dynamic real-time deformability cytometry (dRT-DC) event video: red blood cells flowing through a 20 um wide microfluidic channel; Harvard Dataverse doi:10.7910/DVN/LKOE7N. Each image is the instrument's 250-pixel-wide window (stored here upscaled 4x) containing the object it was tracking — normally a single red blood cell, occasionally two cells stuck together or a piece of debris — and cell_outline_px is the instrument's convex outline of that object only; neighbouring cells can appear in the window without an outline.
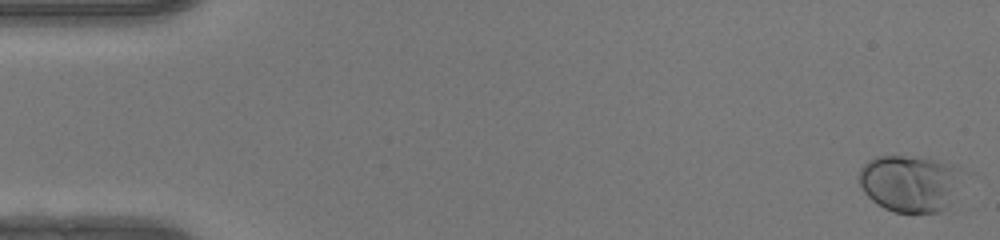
{"species": "human", "species_latin": "Homo sapiens", "temperature_condition": "warm", "stored_images_in_passage": 50, "camera_frame_rate_fps": 3000, "um_per_image_px": 0.085, "donor": {"sex": "female"}, "frame": {"image": 1, "passage_image": 1, "time_ms": 0.0, "image_size_px": [1000, 240], "cell_outline_px": [[956, 168], [948, 204], [940, 212], [896, 212], [884, 208], [876, 204], [864, 192], [860, 184], [860, 168], [868, 160], [876, 156], [928, 156], [944, 160], [956, 164]], "centroid_in_image_um": [77.21, 15.53], "position_along_channel_um": 7.8, "area_um2": 33.35}}
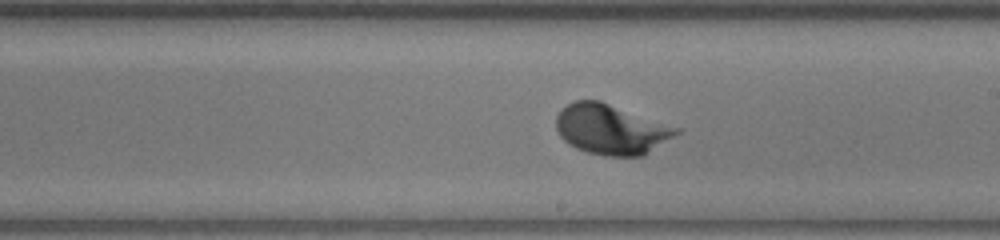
{"frame": {"image": 2, "passage_image": 29, "time_ms": 9.333, "image_size_px": [1000, 240], "cell_outline_px": [[684, 128], [680, 132], [644, 156], [604, 156], [588, 152], [576, 148], [568, 144], [560, 136], [556, 128], [556, 116], [560, 108], [576, 100], [600, 100]], "centroid_in_image_um": [51.97, 10.98], "position_along_channel_um": 237.0, "area_um2": 35.66}}
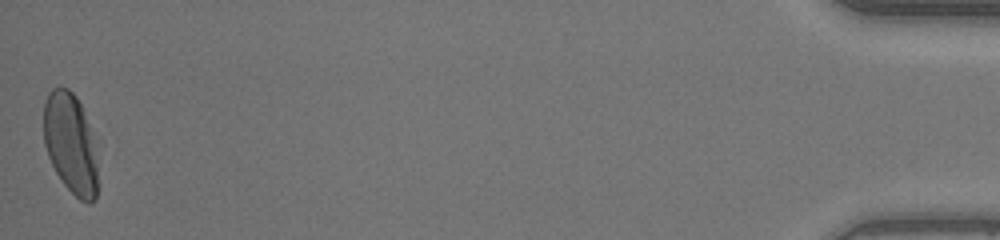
{"frame": {"image": 3, "passage_image": 50, "time_ms": 16.333, "image_size_px": [1000, 240], "cell_outline_px": [[96, 200], [88, 204], [80, 200], [64, 184], [56, 172], [48, 156], [44, 144], [44, 104], [48, 92], [52, 88], [68, 88], [76, 96], [80, 104], [88, 124], [96, 164]], "centroid_in_image_um": [5.95, 12.2], "position_along_channel_um": 429.2, "area_um2": 30.92}}